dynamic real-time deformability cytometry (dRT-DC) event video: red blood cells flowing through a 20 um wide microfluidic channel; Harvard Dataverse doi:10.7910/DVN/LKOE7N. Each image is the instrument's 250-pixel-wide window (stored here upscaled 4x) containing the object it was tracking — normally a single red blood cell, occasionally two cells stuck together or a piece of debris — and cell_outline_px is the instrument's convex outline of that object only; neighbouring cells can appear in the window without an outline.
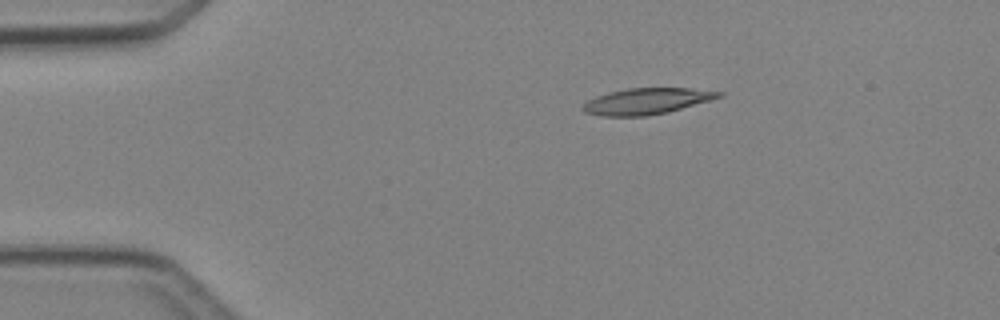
{"species": "Egyptian fruit bat (a non-hibernating species)", "species_latin": "Rousettus aegyptiacus", "temperature_condition": "cold", "stored_images_in_passage": 5, "camera_frame_rate_fps": 3000, "um_per_image_px": 0.085, "animal": {"sex": "female"}, "frame": {"image": 1, "passage_image": 3, "time_ms": 2.333, "image_size_px": [1000, 320], "cell_outline_px": [[724, 96], [668, 112], [644, 116], [604, 116], [584, 112], [580, 108], [588, 100], [596, 96], [608, 92], [628, 88], [688, 88], [724, 92]], "centroid_in_image_um": [54.96, 8.6], "position_along_channel_um": 30.0, "area_um2": 20.63}}
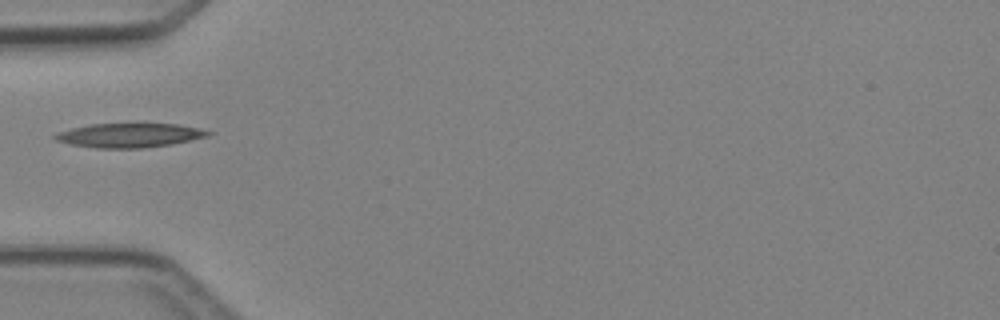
{"frame": {"image": 2, "passage_image": 5, "time_ms": 4.667, "image_size_px": [1000, 320], "cell_outline_px": [[212, 132], [208, 136], [172, 144], [144, 148], [96, 148], [72, 144], [56, 140], [52, 136], [60, 132], [72, 128], [92, 124], [176, 124], [196, 128]], "centroid_in_image_um": [11.0, 11.51], "position_along_channel_um": 74.0, "area_um2": 21.15}}